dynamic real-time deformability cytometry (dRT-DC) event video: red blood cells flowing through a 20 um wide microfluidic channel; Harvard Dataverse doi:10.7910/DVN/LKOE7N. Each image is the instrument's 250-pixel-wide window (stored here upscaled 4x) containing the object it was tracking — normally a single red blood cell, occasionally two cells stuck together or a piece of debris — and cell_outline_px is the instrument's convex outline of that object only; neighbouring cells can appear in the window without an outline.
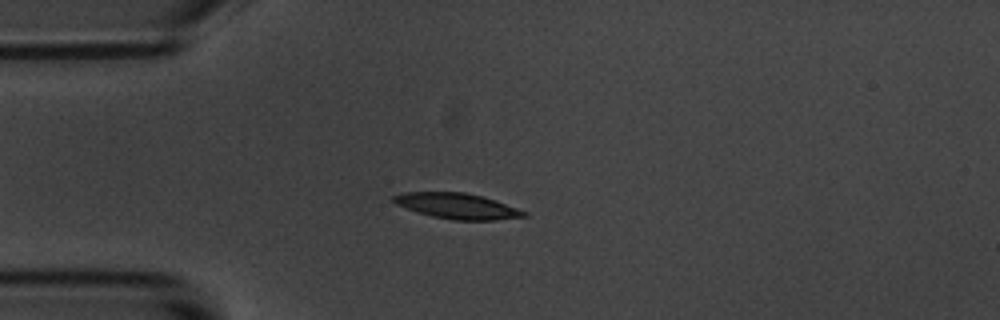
{"species": "common noctule bat (a hibernating species)", "species_latin": "Nyctalus noctula", "temperature_condition": "room temperature", "stored_images_in_passage": 7, "camera_frame_rate_fps": 3000, "um_per_image_px": 0.085, "animal": {"sex": "male", "body_mass_g": 20.1, "forearm_length_mm": 53.5}, "frame": {"image": 1, "passage_image": 4, "time_ms": 3.333, "image_size_px": [1000, 320], "cell_outline_px": [[528, 216], [496, 220], [452, 220], [432, 216], [416, 212], [396, 204], [392, 200], [392, 196], [404, 192], [464, 192], [484, 196], [496, 200], [528, 212]], "centroid_in_image_um": [38.88, 17.51], "position_along_channel_um": 46.1, "area_um2": 19.59}}
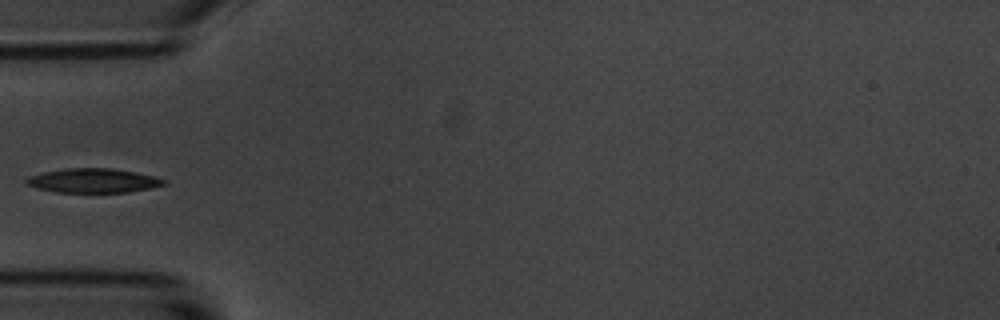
{"frame": {"image": 2, "passage_image": 5, "time_ms": 4.667, "image_size_px": [1000, 320], "cell_outline_px": [[168, 184], [152, 188], [128, 192], [56, 192], [24, 184], [24, 180], [28, 176], [44, 172], [68, 168], [112, 168], [136, 172], [156, 176], [168, 180]], "centroid_in_image_um": [7.99, 15.35], "position_along_channel_um": 77.0, "area_um2": 19.59}}
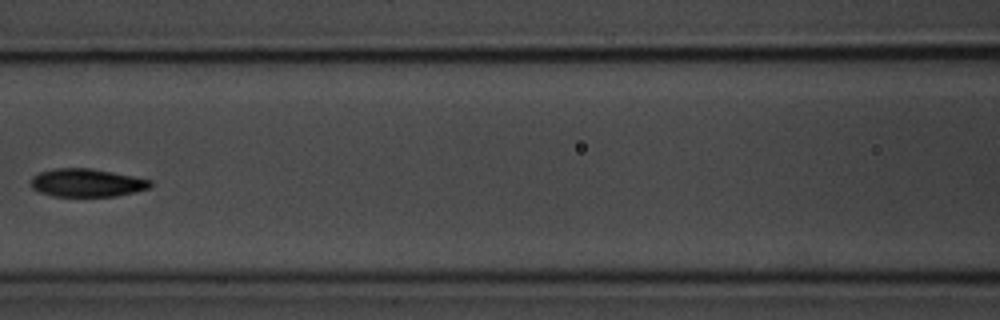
{"frame": {"image": 3, "passage_image": 7, "time_ms": 7.0, "image_size_px": [1000, 320], "cell_outline_px": [[152, 184], [148, 188], [136, 192], [116, 196], [52, 196], [40, 192], [32, 188], [32, 176], [40, 172], [52, 168], [92, 168], [152, 180]], "centroid_in_image_um": [7.38, 15.53], "position_along_channel_um": 159.2, "area_um2": 19.54}}